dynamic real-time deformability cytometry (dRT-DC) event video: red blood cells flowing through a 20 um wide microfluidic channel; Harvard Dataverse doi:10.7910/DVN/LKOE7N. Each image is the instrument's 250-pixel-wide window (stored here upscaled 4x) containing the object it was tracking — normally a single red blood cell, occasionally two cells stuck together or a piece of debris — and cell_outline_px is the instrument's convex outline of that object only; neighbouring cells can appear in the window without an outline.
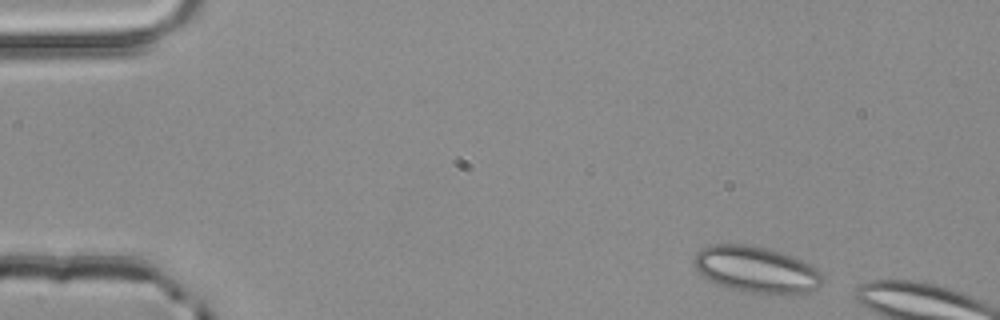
{"species": "common noctule bat (a hibernating species)", "species_latin": "Nyctalus noctula", "temperature_condition": "room temperature", "stored_images_in_passage": 3, "camera_frame_rate_fps": 3000, "um_per_image_px": 0.085, "animal": {"sex": "male", "body_mass_g": 20.4}, "frame": {"image": 1, "passage_image": 1, "time_ms": 0.0, "image_size_px": [1000, 320], "cell_outline_px": [[824, 280], [816, 288], [808, 292], [788, 296], [780, 296], [748, 292], [728, 288], [716, 284], [708, 280], [692, 264], [692, 260], [696, 252], [700, 248], [712, 244], [748, 244], [768, 248], [792, 256], [816, 268], [824, 276]], "centroid_in_image_um": [64.27, 22.93], "position_along_channel_um": 20.7, "area_um2": 35.37}}